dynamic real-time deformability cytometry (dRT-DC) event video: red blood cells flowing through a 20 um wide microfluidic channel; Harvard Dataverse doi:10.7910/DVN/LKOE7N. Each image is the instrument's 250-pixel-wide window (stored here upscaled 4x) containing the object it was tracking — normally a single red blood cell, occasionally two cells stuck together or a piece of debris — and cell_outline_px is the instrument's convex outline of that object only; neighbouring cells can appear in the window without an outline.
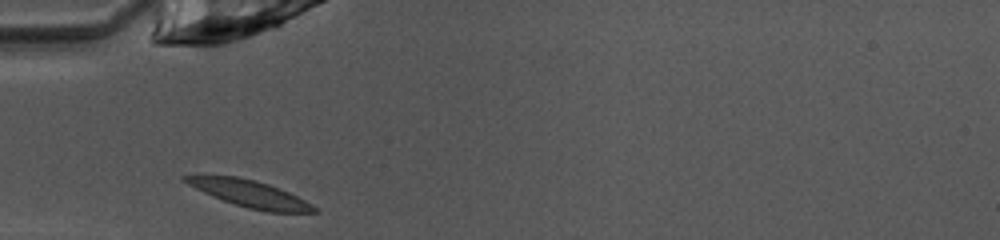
{"species": "common noctule bat (a hibernating species)", "species_latin": "Nyctalus noctula", "temperature_condition": "warm", "stored_images_in_passage": 27, "camera_frame_rate_fps": 3000, "um_per_image_px": 0.085, "animal": {"sex": "female", "body_mass_g": 10.0, "forearm_length_mm": 53.1}, "frame": {"image": 1, "passage_image": 1, "time_ms": 0.0, "image_size_px": [1000, 240], "cell_outline_px": [[316, 212], [268, 212], [248, 208], [224, 200], [204, 192], [180, 180], [180, 176], [200, 172], [204, 172], [236, 176], [256, 180], [280, 188], [312, 204], [316, 208]], "centroid_in_image_um": [21.07, 16.39], "position_along_channel_um": 63.9, "area_um2": 20.58}}
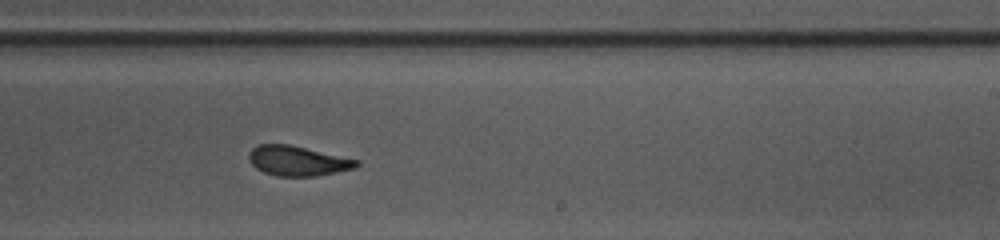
{"frame": {"image": 2, "passage_image": 16, "time_ms": 5.0, "image_size_px": [1000, 240], "cell_outline_px": [[360, 164], [356, 168], [316, 176], [276, 176], [264, 172], [256, 168], [248, 160], [248, 152], [256, 144], [288, 144], [360, 160]], "centroid_in_image_um": [25.28, 13.67], "position_along_channel_um": 263.7, "area_um2": 18.84}}
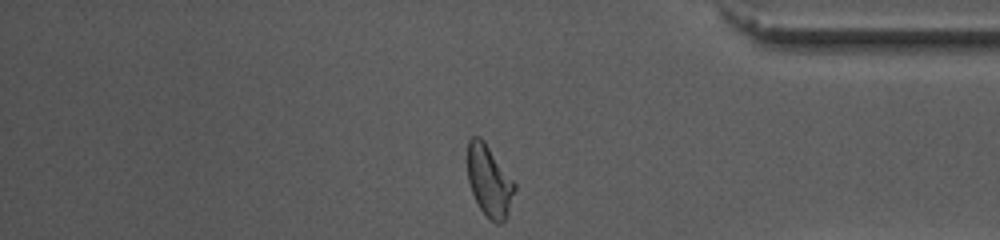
{"frame": {"image": 3, "passage_image": 27, "time_ms": 8.667, "image_size_px": [1000, 240], "cell_outline_px": [[516, 188], [508, 212], [504, 220], [500, 224], [496, 224], [480, 208], [472, 192], [468, 180], [468, 140], [472, 136], [480, 136], [484, 140], [516, 184]], "centroid_in_image_um": [41.59, 15.35], "position_along_channel_um": 393.6, "area_um2": 19.31}, "authors_computed_cell_mechanics": {"area_um2": 19.3052, "velocity_mm_per_s": 4.0212, "shape_relaxation_time_tau1_ms": 2.5148, "shape_relaxation_time_tau2_ms": 1.1998, "deformation_change_tau1": 0.1308, "deformation_change_tau2": 0.0803}}